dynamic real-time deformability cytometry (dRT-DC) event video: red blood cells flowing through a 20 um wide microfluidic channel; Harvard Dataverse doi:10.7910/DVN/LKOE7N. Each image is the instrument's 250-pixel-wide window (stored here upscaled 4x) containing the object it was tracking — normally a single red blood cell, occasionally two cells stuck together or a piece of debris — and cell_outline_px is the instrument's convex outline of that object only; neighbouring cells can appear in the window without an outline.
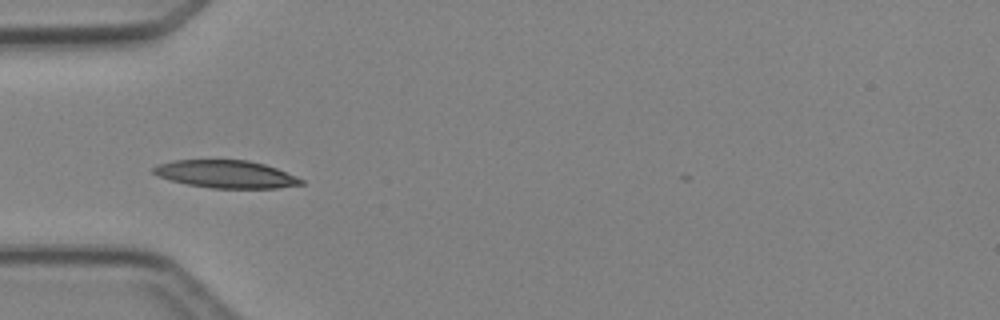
{"species": "Egyptian fruit bat (a non-hibernating species)", "species_latin": "Rousettus aegyptiacus", "temperature_condition": "cold", "stored_images_in_passage": 7, "camera_frame_rate_fps": 3000, "um_per_image_px": 0.085, "animal": {"sex": "female"}, "frame": {"image": 1, "passage_image": 6, "time_ms": 6.667, "image_size_px": [1000, 320], "cell_outline_px": [[304, 184], [276, 188], [212, 188], [188, 184], [172, 180], [160, 176], [152, 172], [152, 168], [156, 164], [172, 160], [248, 160], [264, 164], [276, 168], [296, 176], [304, 180]], "centroid_in_image_um": [19.21, 14.8], "position_along_channel_um": 65.8, "area_um2": 23.7}}
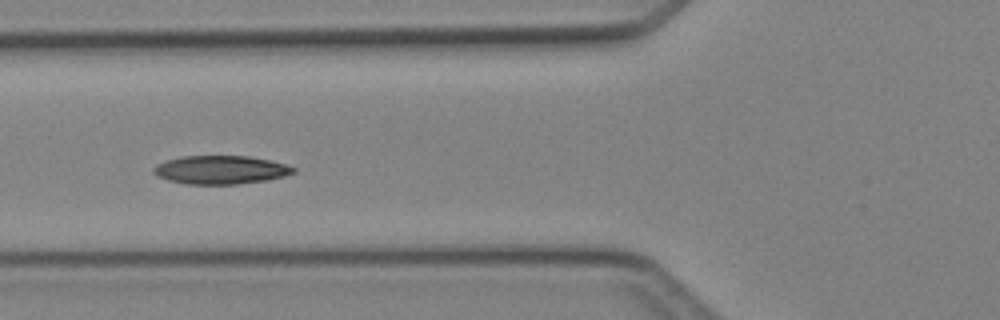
{"frame": {"image": 2, "passage_image": 7, "time_ms": 7.667, "image_size_px": [1000, 320], "cell_outline_px": [[296, 172], [284, 176], [264, 180], [236, 184], [188, 184], [168, 180], [152, 172], [152, 168], [156, 164], [180, 156], [248, 156], [268, 160], [284, 164], [296, 168]], "centroid_in_image_um": [18.73, 14.43], "position_along_channel_um": 107.1, "area_um2": 22.95}}